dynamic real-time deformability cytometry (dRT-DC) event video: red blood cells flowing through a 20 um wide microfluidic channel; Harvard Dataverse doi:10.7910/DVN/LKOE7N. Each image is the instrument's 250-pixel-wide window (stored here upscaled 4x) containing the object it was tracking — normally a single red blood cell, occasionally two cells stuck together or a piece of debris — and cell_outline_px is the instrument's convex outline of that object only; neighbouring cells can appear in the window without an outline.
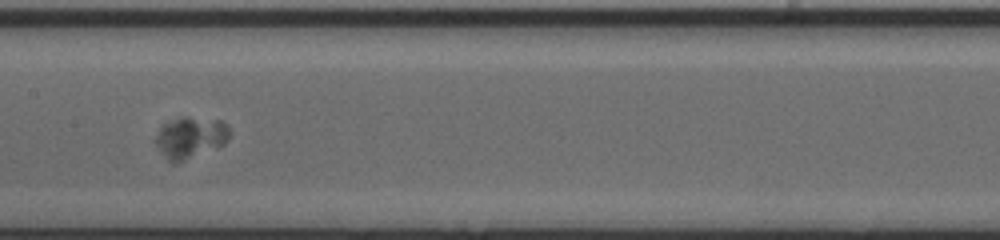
{"species": "human", "species_latin": "Homo sapiens", "temperature_condition": "cold", "stored_images_in_passage": 57, "camera_frame_rate_fps": 3000, "um_per_image_px": 0.085, "donor": {"sex": "male"}, "frame": {"image": 1, "passage_image": 33, "time_ms": 10.667, "image_size_px": [1000, 240], "cell_outline_px": [[228, 140], [224, 144], [176, 164], [172, 164], [168, 160], [156, 144], [156, 136], [160, 128], [164, 124], [180, 116], [184, 116], [220, 120], [228, 124]], "centroid_in_image_um": [16.19, 11.68], "position_along_channel_um": 191.2, "area_um2": 17.69}}
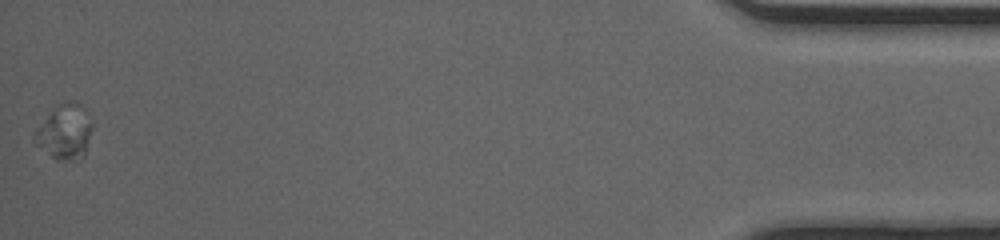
{"frame": {"image": 2, "passage_image": 57, "time_ms": 18.667, "image_size_px": [1000, 240], "cell_outline_px": [[92, 128], [84, 156], [68, 160], [56, 160], [36, 144], [32, 140], [32, 136], [36, 128], [60, 104], [80, 104], [84, 108], [92, 124]], "centroid_in_image_um": [5.49, 11.26], "position_along_channel_um": 429.7, "area_um2": 17.69}}